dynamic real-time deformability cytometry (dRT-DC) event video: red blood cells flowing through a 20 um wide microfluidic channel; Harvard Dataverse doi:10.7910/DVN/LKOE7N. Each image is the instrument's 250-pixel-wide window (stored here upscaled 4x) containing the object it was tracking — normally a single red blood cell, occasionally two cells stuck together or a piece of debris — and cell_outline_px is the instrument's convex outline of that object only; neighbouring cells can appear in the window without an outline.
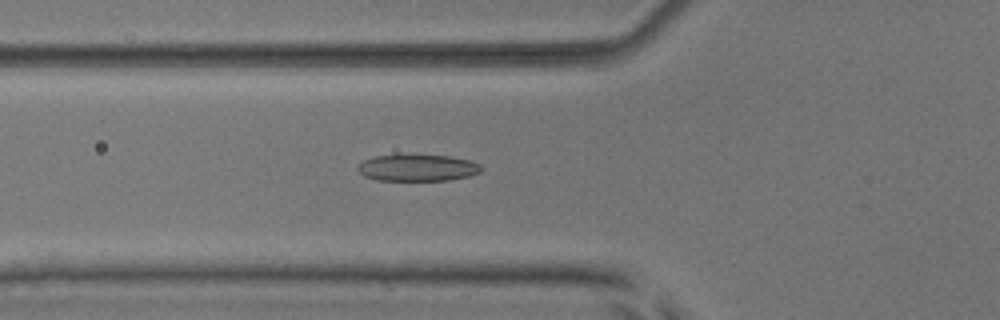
{"species": "common noctule bat (a hibernating species)", "species_latin": "Nyctalus noctula", "temperature_condition": "room temperature", "stored_images_in_passage": 50, "camera_frame_rate_fps": 3000, "um_per_image_px": 0.085, "animal": {"sex": "male", "body_mass_g": 17.9, "forearm_length_mm": 54.2}, "frame": {"image": 1, "passage_image": 20, "time_ms": 6.333, "image_size_px": [1000, 320], "cell_outline_px": [[484, 168], [480, 172], [468, 176], [448, 180], [376, 180], [364, 176], [356, 168], [364, 160], [376, 156], [412, 152], [448, 156], [472, 160], [480, 164]], "centroid_in_image_um": [35.51, 14.22], "position_along_channel_um": 90.3, "area_um2": 19.88}}
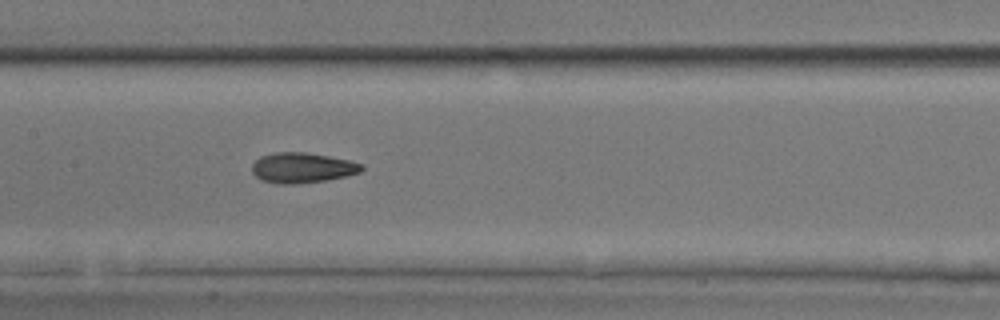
{"frame": {"image": 2, "passage_image": 27, "time_ms": 8.667, "image_size_px": [1000, 320], "cell_outline_px": [[364, 168], [360, 172], [344, 176], [324, 180], [292, 184], [276, 184], [264, 180], [256, 176], [252, 172], [252, 164], [260, 156], [276, 152], [308, 152], [348, 160], [364, 164]], "centroid_in_image_um": [25.68, 14.25], "position_along_channel_um": 181.7, "area_um2": 19.19}}
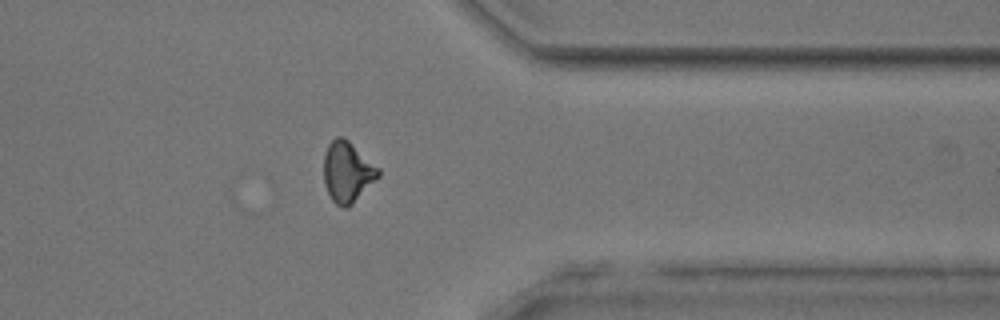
{"frame": {"image": 3, "passage_image": 43, "time_ms": 14.0, "image_size_px": [1000, 320], "cell_outline_px": [[380, 176], [348, 208], [344, 208], [336, 204], [332, 200], [324, 184], [324, 152], [328, 144], [336, 136], [344, 136], [380, 168]], "centroid_in_image_um": [29.53, 14.6], "position_along_channel_um": 381.9, "area_um2": 19.48}}